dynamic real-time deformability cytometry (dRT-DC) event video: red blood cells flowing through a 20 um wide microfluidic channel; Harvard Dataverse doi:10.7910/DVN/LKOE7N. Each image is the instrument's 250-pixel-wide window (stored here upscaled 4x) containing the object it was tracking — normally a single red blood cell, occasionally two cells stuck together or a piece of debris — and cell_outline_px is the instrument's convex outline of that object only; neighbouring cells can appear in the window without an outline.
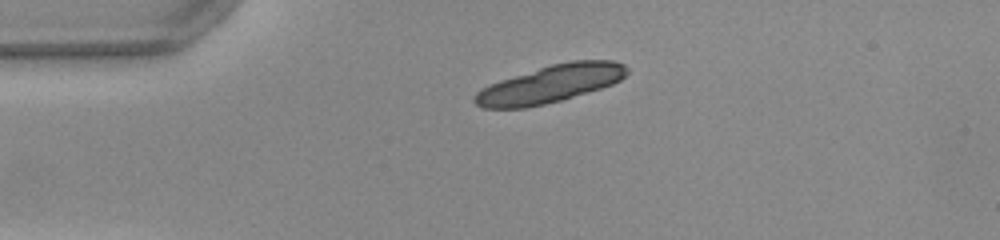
{"species": "common noctule bat (a hibernating species)", "species_latin": "Nyctalus noctula", "temperature_condition": "warm", "stored_images_in_passage": 15, "camera_frame_rate_fps": 3000, "um_per_image_px": 0.085, "animal": {"sex": "female", "body_mass_g": 22.0, "forearm_length_mm": 56.7}, "frame": {"image": 1, "passage_image": 1, "time_ms": 0.0, "image_size_px": [1000, 240], "cell_outline_px": [[628, 72], [620, 80], [612, 84], [600, 88], [560, 100], [544, 104], [524, 108], [484, 108], [476, 104], [472, 100], [472, 96], [476, 92], [488, 84], [500, 80], [552, 64], [572, 60], [612, 60], [624, 64], [628, 68]], "centroid_in_image_um": [46.75, 7.13], "position_along_channel_um": 38.2, "area_um2": 33.06}}